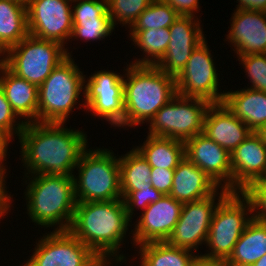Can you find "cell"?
I'll list each match as a JSON object with an SVG mask.
<instances>
[{
    "label": "cell",
    "instance_id": "40",
    "mask_svg": "<svg viewBox=\"0 0 266 266\" xmlns=\"http://www.w3.org/2000/svg\"><path fill=\"white\" fill-rule=\"evenodd\" d=\"M236 9L266 12V0H237Z\"/></svg>",
    "mask_w": 266,
    "mask_h": 266
},
{
    "label": "cell",
    "instance_id": "9",
    "mask_svg": "<svg viewBox=\"0 0 266 266\" xmlns=\"http://www.w3.org/2000/svg\"><path fill=\"white\" fill-rule=\"evenodd\" d=\"M211 103L177 94L148 123V135L169 137L186 142L203 133L204 119Z\"/></svg>",
    "mask_w": 266,
    "mask_h": 266
},
{
    "label": "cell",
    "instance_id": "5",
    "mask_svg": "<svg viewBox=\"0 0 266 266\" xmlns=\"http://www.w3.org/2000/svg\"><path fill=\"white\" fill-rule=\"evenodd\" d=\"M72 56H67L59 63L38 87V122L64 123L69 120L72 109L77 102L79 107L80 94L85 90V76L80 71Z\"/></svg>",
    "mask_w": 266,
    "mask_h": 266
},
{
    "label": "cell",
    "instance_id": "16",
    "mask_svg": "<svg viewBox=\"0 0 266 266\" xmlns=\"http://www.w3.org/2000/svg\"><path fill=\"white\" fill-rule=\"evenodd\" d=\"M182 205L170 195L148 205L135 222L134 231L128 233L133 234L131 244L167 241L179 220Z\"/></svg>",
    "mask_w": 266,
    "mask_h": 266
},
{
    "label": "cell",
    "instance_id": "17",
    "mask_svg": "<svg viewBox=\"0 0 266 266\" xmlns=\"http://www.w3.org/2000/svg\"><path fill=\"white\" fill-rule=\"evenodd\" d=\"M185 156L219 187L232 192L231 154L226 149L199 133L185 142Z\"/></svg>",
    "mask_w": 266,
    "mask_h": 266
},
{
    "label": "cell",
    "instance_id": "12",
    "mask_svg": "<svg viewBox=\"0 0 266 266\" xmlns=\"http://www.w3.org/2000/svg\"><path fill=\"white\" fill-rule=\"evenodd\" d=\"M229 192L228 189L220 187L206 198L184 203L179 220L166 242L196 254L197 248L206 243L215 208Z\"/></svg>",
    "mask_w": 266,
    "mask_h": 266
},
{
    "label": "cell",
    "instance_id": "43",
    "mask_svg": "<svg viewBox=\"0 0 266 266\" xmlns=\"http://www.w3.org/2000/svg\"><path fill=\"white\" fill-rule=\"evenodd\" d=\"M112 258L105 255H96L86 266H108Z\"/></svg>",
    "mask_w": 266,
    "mask_h": 266
},
{
    "label": "cell",
    "instance_id": "27",
    "mask_svg": "<svg viewBox=\"0 0 266 266\" xmlns=\"http://www.w3.org/2000/svg\"><path fill=\"white\" fill-rule=\"evenodd\" d=\"M139 266H192L196 257L193 251L164 242L139 245Z\"/></svg>",
    "mask_w": 266,
    "mask_h": 266
},
{
    "label": "cell",
    "instance_id": "35",
    "mask_svg": "<svg viewBox=\"0 0 266 266\" xmlns=\"http://www.w3.org/2000/svg\"><path fill=\"white\" fill-rule=\"evenodd\" d=\"M18 118L19 117L6 99L4 91L0 88V132L10 141L14 139L16 134V136L19 137V134L24 129V121Z\"/></svg>",
    "mask_w": 266,
    "mask_h": 266
},
{
    "label": "cell",
    "instance_id": "36",
    "mask_svg": "<svg viewBox=\"0 0 266 266\" xmlns=\"http://www.w3.org/2000/svg\"><path fill=\"white\" fill-rule=\"evenodd\" d=\"M72 3L75 4L72 6L73 21L110 19L107 0H75Z\"/></svg>",
    "mask_w": 266,
    "mask_h": 266
},
{
    "label": "cell",
    "instance_id": "13",
    "mask_svg": "<svg viewBox=\"0 0 266 266\" xmlns=\"http://www.w3.org/2000/svg\"><path fill=\"white\" fill-rule=\"evenodd\" d=\"M27 26L29 35L65 47L73 28L72 1L29 0Z\"/></svg>",
    "mask_w": 266,
    "mask_h": 266
},
{
    "label": "cell",
    "instance_id": "10",
    "mask_svg": "<svg viewBox=\"0 0 266 266\" xmlns=\"http://www.w3.org/2000/svg\"><path fill=\"white\" fill-rule=\"evenodd\" d=\"M86 78L83 102L88 112L105 119L112 126L124 128L123 75L116 71L99 70Z\"/></svg>",
    "mask_w": 266,
    "mask_h": 266
},
{
    "label": "cell",
    "instance_id": "38",
    "mask_svg": "<svg viewBox=\"0 0 266 266\" xmlns=\"http://www.w3.org/2000/svg\"><path fill=\"white\" fill-rule=\"evenodd\" d=\"M169 4L180 16L197 17L195 14L200 12L199 0H161Z\"/></svg>",
    "mask_w": 266,
    "mask_h": 266
},
{
    "label": "cell",
    "instance_id": "23",
    "mask_svg": "<svg viewBox=\"0 0 266 266\" xmlns=\"http://www.w3.org/2000/svg\"><path fill=\"white\" fill-rule=\"evenodd\" d=\"M224 105L253 132L266 124V92L250 89L226 91Z\"/></svg>",
    "mask_w": 266,
    "mask_h": 266
},
{
    "label": "cell",
    "instance_id": "18",
    "mask_svg": "<svg viewBox=\"0 0 266 266\" xmlns=\"http://www.w3.org/2000/svg\"><path fill=\"white\" fill-rule=\"evenodd\" d=\"M232 192H243L253 182L266 178V144L252 132L231 153Z\"/></svg>",
    "mask_w": 266,
    "mask_h": 266
},
{
    "label": "cell",
    "instance_id": "15",
    "mask_svg": "<svg viewBox=\"0 0 266 266\" xmlns=\"http://www.w3.org/2000/svg\"><path fill=\"white\" fill-rule=\"evenodd\" d=\"M200 21L192 16H179L169 27L168 48L155 64L163 73L176 79L185 68L192 51L206 39Z\"/></svg>",
    "mask_w": 266,
    "mask_h": 266
},
{
    "label": "cell",
    "instance_id": "28",
    "mask_svg": "<svg viewBox=\"0 0 266 266\" xmlns=\"http://www.w3.org/2000/svg\"><path fill=\"white\" fill-rule=\"evenodd\" d=\"M133 45L145 53V57L135 59L134 65H155L165 54L170 41L169 28L128 30Z\"/></svg>",
    "mask_w": 266,
    "mask_h": 266
},
{
    "label": "cell",
    "instance_id": "22",
    "mask_svg": "<svg viewBox=\"0 0 266 266\" xmlns=\"http://www.w3.org/2000/svg\"><path fill=\"white\" fill-rule=\"evenodd\" d=\"M0 88L19 119L25 124L38 122V87L35 84L16 76L1 63Z\"/></svg>",
    "mask_w": 266,
    "mask_h": 266
},
{
    "label": "cell",
    "instance_id": "26",
    "mask_svg": "<svg viewBox=\"0 0 266 266\" xmlns=\"http://www.w3.org/2000/svg\"><path fill=\"white\" fill-rule=\"evenodd\" d=\"M27 7L0 0V47L6 52L28 35Z\"/></svg>",
    "mask_w": 266,
    "mask_h": 266
},
{
    "label": "cell",
    "instance_id": "30",
    "mask_svg": "<svg viewBox=\"0 0 266 266\" xmlns=\"http://www.w3.org/2000/svg\"><path fill=\"white\" fill-rule=\"evenodd\" d=\"M179 16L169 4L163 3L161 0H153L129 29L169 28Z\"/></svg>",
    "mask_w": 266,
    "mask_h": 266
},
{
    "label": "cell",
    "instance_id": "1",
    "mask_svg": "<svg viewBox=\"0 0 266 266\" xmlns=\"http://www.w3.org/2000/svg\"><path fill=\"white\" fill-rule=\"evenodd\" d=\"M64 123H26L19 134L21 161L30 175H74L83 151L86 132L64 127Z\"/></svg>",
    "mask_w": 266,
    "mask_h": 266
},
{
    "label": "cell",
    "instance_id": "33",
    "mask_svg": "<svg viewBox=\"0 0 266 266\" xmlns=\"http://www.w3.org/2000/svg\"><path fill=\"white\" fill-rule=\"evenodd\" d=\"M237 57L250 80L251 86L248 88L266 92V53Z\"/></svg>",
    "mask_w": 266,
    "mask_h": 266
},
{
    "label": "cell",
    "instance_id": "11",
    "mask_svg": "<svg viewBox=\"0 0 266 266\" xmlns=\"http://www.w3.org/2000/svg\"><path fill=\"white\" fill-rule=\"evenodd\" d=\"M207 45L205 39L192 51L185 68L176 78L177 94L219 104L223 103L225 92H219V73Z\"/></svg>",
    "mask_w": 266,
    "mask_h": 266
},
{
    "label": "cell",
    "instance_id": "8",
    "mask_svg": "<svg viewBox=\"0 0 266 266\" xmlns=\"http://www.w3.org/2000/svg\"><path fill=\"white\" fill-rule=\"evenodd\" d=\"M70 53L58 42L28 34L5 52L3 64L16 76L39 87Z\"/></svg>",
    "mask_w": 266,
    "mask_h": 266
},
{
    "label": "cell",
    "instance_id": "4",
    "mask_svg": "<svg viewBox=\"0 0 266 266\" xmlns=\"http://www.w3.org/2000/svg\"><path fill=\"white\" fill-rule=\"evenodd\" d=\"M32 176V177H31ZM25 181L26 209L32 222L41 228L68 231L73 221L77 200L74 180L65 175H31ZM31 177V178H30ZM43 226V227H42Z\"/></svg>",
    "mask_w": 266,
    "mask_h": 266
},
{
    "label": "cell",
    "instance_id": "45",
    "mask_svg": "<svg viewBox=\"0 0 266 266\" xmlns=\"http://www.w3.org/2000/svg\"><path fill=\"white\" fill-rule=\"evenodd\" d=\"M251 266H266V254Z\"/></svg>",
    "mask_w": 266,
    "mask_h": 266
},
{
    "label": "cell",
    "instance_id": "6",
    "mask_svg": "<svg viewBox=\"0 0 266 266\" xmlns=\"http://www.w3.org/2000/svg\"><path fill=\"white\" fill-rule=\"evenodd\" d=\"M85 149L73 175L77 202L122 199L119 158L107 148Z\"/></svg>",
    "mask_w": 266,
    "mask_h": 266
},
{
    "label": "cell",
    "instance_id": "29",
    "mask_svg": "<svg viewBox=\"0 0 266 266\" xmlns=\"http://www.w3.org/2000/svg\"><path fill=\"white\" fill-rule=\"evenodd\" d=\"M119 167L121 191H138L143 186H152L151 167L134 147L119 156Z\"/></svg>",
    "mask_w": 266,
    "mask_h": 266
},
{
    "label": "cell",
    "instance_id": "31",
    "mask_svg": "<svg viewBox=\"0 0 266 266\" xmlns=\"http://www.w3.org/2000/svg\"><path fill=\"white\" fill-rule=\"evenodd\" d=\"M153 0H107L111 22L130 28ZM118 22V23H117Z\"/></svg>",
    "mask_w": 266,
    "mask_h": 266
},
{
    "label": "cell",
    "instance_id": "21",
    "mask_svg": "<svg viewBox=\"0 0 266 266\" xmlns=\"http://www.w3.org/2000/svg\"><path fill=\"white\" fill-rule=\"evenodd\" d=\"M219 188L205 172L185 156L174 170L169 195L184 204L206 198Z\"/></svg>",
    "mask_w": 266,
    "mask_h": 266
},
{
    "label": "cell",
    "instance_id": "32",
    "mask_svg": "<svg viewBox=\"0 0 266 266\" xmlns=\"http://www.w3.org/2000/svg\"><path fill=\"white\" fill-rule=\"evenodd\" d=\"M115 30L111 19H89L73 21L72 34L70 39H80L83 42L103 40L112 35Z\"/></svg>",
    "mask_w": 266,
    "mask_h": 266
},
{
    "label": "cell",
    "instance_id": "19",
    "mask_svg": "<svg viewBox=\"0 0 266 266\" xmlns=\"http://www.w3.org/2000/svg\"><path fill=\"white\" fill-rule=\"evenodd\" d=\"M226 41L236 56L266 53V12L235 9Z\"/></svg>",
    "mask_w": 266,
    "mask_h": 266
},
{
    "label": "cell",
    "instance_id": "42",
    "mask_svg": "<svg viewBox=\"0 0 266 266\" xmlns=\"http://www.w3.org/2000/svg\"><path fill=\"white\" fill-rule=\"evenodd\" d=\"M11 141L0 132V164L4 165V160L6 161L8 146Z\"/></svg>",
    "mask_w": 266,
    "mask_h": 266
},
{
    "label": "cell",
    "instance_id": "46",
    "mask_svg": "<svg viewBox=\"0 0 266 266\" xmlns=\"http://www.w3.org/2000/svg\"><path fill=\"white\" fill-rule=\"evenodd\" d=\"M11 1H15V2H17V3H19V4L23 5V6H26V7H27V5L29 3V0H11Z\"/></svg>",
    "mask_w": 266,
    "mask_h": 266
},
{
    "label": "cell",
    "instance_id": "3",
    "mask_svg": "<svg viewBox=\"0 0 266 266\" xmlns=\"http://www.w3.org/2000/svg\"><path fill=\"white\" fill-rule=\"evenodd\" d=\"M124 70L125 127L147 124L177 95L176 79L156 65L129 63Z\"/></svg>",
    "mask_w": 266,
    "mask_h": 266
},
{
    "label": "cell",
    "instance_id": "41",
    "mask_svg": "<svg viewBox=\"0 0 266 266\" xmlns=\"http://www.w3.org/2000/svg\"><path fill=\"white\" fill-rule=\"evenodd\" d=\"M192 266H230L227 260L215 259L205 257L201 254H196V257L192 263Z\"/></svg>",
    "mask_w": 266,
    "mask_h": 266
},
{
    "label": "cell",
    "instance_id": "34",
    "mask_svg": "<svg viewBox=\"0 0 266 266\" xmlns=\"http://www.w3.org/2000/svg\"><path fill=\"white\" fill-rule=\"evenodd\" d=\"M122 199L126 207L127 215L133 220L135 209H141L143 212L148 205L158 201L164 195L153 186H143L138 191H121ZM137 207V208H136Z\"/></svg>",
    "mask_w": 266,
    "mask_h": 266
},
{
    "label": "cell",
    "instance_id": "37",
    "mask_svg": "<svg viewBox=\"0 0 266 266\" xmlns=\"http://www.w3.org/2000/svg\"><path fill=\"white\" fill-rule=\"evenodd\" d=\"M175 169L151 168V185L163 195H169L172 189Z\"/></svg>",
    "mask_w": 266,
    "mask_h": 266
},
{
    "label": "cell",
    "instance_id": "47",
    "mask_svg": "<svg viewBox=\"0 0 266 266\" xmlns=\"http://www.w3.org/2000/svg\"><path fill=\"white\" fill-rule=\"evenodd\" d=\"M5 57V51L0 47V64L3 63Z\"/></svg>",
    "mask_w": 266,
    "mask_h": 266
},
{
    "label": "cell",
    "instance_id": "25",
    "mask_svg": "<svg viewBox=\"0 0 266 266\" xmlns=\"http://www.w3.org/2000/svg\"><path fill=\"white\" fill-rule=\"evenodd\" d=\"M266 254V223L252 219L227 260L230 266H251Z\"/></svg>",
    "mask_w": 266,
    "mask_h": 266
},
{
    "label": "cell",
    "instance_id": "2",
    "mask_svg": "<svg viewBox=\"0 0 266 266\" xmlns=\"http://www.w3.org/2000/svg\"><path fill=\"white\" fill-rule=\"evenodd\" d=\"M132 220L123 199L100 202H77L69 231L96 255L126 262L121 246Z\"/></svg>",
    "mask_w": 266,
    "mask_h": 266
},
{
    "label": "cell",
    "instance_id": "44",
    "mask_svg": "<svg viewBox=\"0 0 266 266\" xmlns=\"http://www.w3.org/2000/svg\"><path fill=\"white\" fill-rule=\"evenodd\" d=\"M257 133L261 136L262 140L266 144V124H264Z\"/></svg>",
    "mask_w": 266,
    "mask_h": 266
},
{
    "label": "cell",
    "instance_id": "14",
    "mask_svg": "<svg viewBox=\"0 0 266 266\" xmlns=\"http://www.w3.org/2000/svg\"><path fill=\"white\" fill-rule=\"evenodd\" d=\"M45 234L22 266H86L96 256L69 230Z\"/></svg>",
    "mask_w": 266,
    "mask_h": 266
},
{
    "label": "cell",
    "instance_id": "7",
    "mask_svg": "<svg viewBox=\"0 0 266 266\" xmlns=\"http://www.w3.org/2000/svg\"><path fill=\"white\" fill-rule=\"evenodd\" d=\"M253 219L252 203L243 192H229L212 216L205 257L228 260L246 225Z\"/></svg>",
    "mask_w": 266,
    "mask_h": 266
},
{
    "label": "cell",
    "instance_id": "39",
    "mask_svg": "<svg viewBox=\"0 0 266 266\" xmlns=\"http://www.w3.org/2000/svg\"><path fill=\"white\" fill-rule=\"evenodd\" d=\"M6 168L4 165L0 164V216H5L8 214V211L11 210L12 207V196L7 192L6 186Z\"/></svg>",
    "mask_w": 266,
    "mask_h": 266
},
{
    "label": "cell",
    "instance_id": "24",
    "mask_svg": "<svg viewBox=\"0 0 266 266\" xmlns=\"http://www.w3.org/2000/svg\"><path fill=\"white\" fill-rule=\"evenodd\" d=\"M146 138L142 146L134 148L151 168L175 169L185 158V142L155 135Z\"/></svg>",
    "mask_w": 266,
    "mask_h": 266
},
{
    "label": "cell",
    "instance_id": "20",
    "mask_svg": "<svg viewBox=\"0 0 266 266\" xmlns=\"http://www.w3.org/2000/svg\"><path fill=\"white\" fill-rule=\"evenodd\" d=\"M252 132L224 103L209 106L204 119L203 133L230 154Z\"/></svg>",
    "mask_w": 266,
    "mask_h": 266
}]
</instances>
